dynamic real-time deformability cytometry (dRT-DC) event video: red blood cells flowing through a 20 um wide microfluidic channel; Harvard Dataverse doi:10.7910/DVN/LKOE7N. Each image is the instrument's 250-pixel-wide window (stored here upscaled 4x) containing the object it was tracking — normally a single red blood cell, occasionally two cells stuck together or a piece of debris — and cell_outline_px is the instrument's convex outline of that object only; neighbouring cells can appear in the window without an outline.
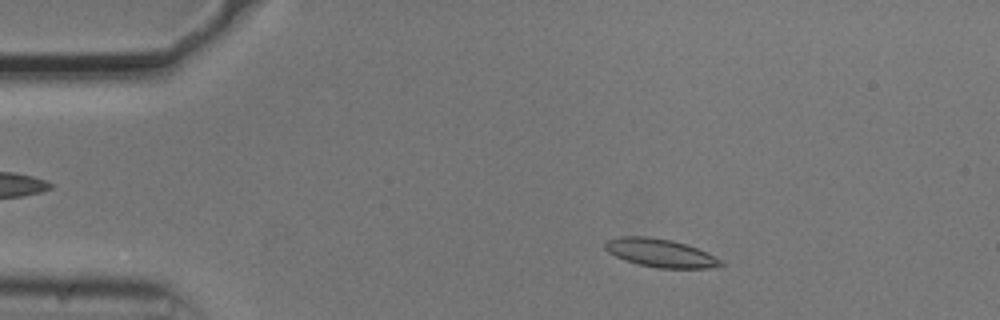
{"species": "common noctule bat (a hibernating species)", "species_latin": "Nyctalus noctula", "temperature_condition": "cold", "stored_images_in_passage": 53, "camera_frame_rate_fps": 3000, "um_per_image_px": 0.085, "animal": {"sex": "male", "body_mass_g": 20.5, "forearm_length_mm": 52.5}, "frame": {"image": 1, "passage_image": 8, "time_ms": 2.333, "image_size_px": [1000, 320], "cell_outline_px": [[724, 264], [708, 268], [656, 268], [636, 264], [624, 260], [608, 252], [604, 248], [604, 244], [608, 240], [620, 236], [648, 236], [672, 240], [696, 248], [724, 260]], "centroid_in_image_um": [56.11, 21.5], "position_along_channel_um": 28.9, "area_um2": 19.07}}
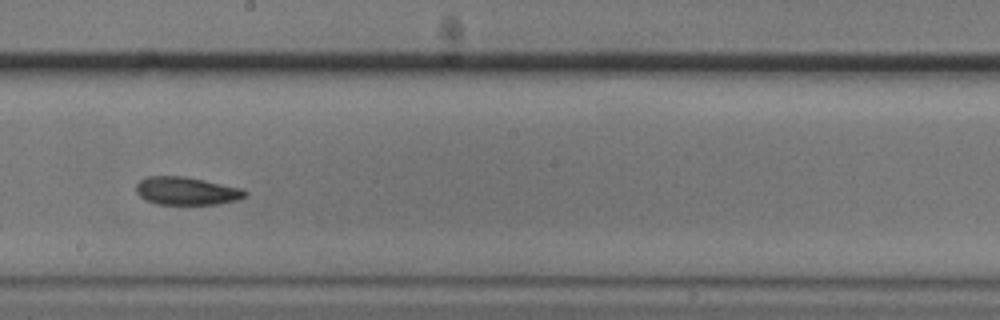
{"frame": {"image": 2, "passage_image": 29, "time_ms": 9.333, "image_size_px": [1000, 320], "cell_outline_px": [[248, 196], [236, 200], [216, 204], [156, 204], [144, 200], [136, 192], [136, 184], [140, 180], [148, 176], [184, 176], [244, 188], [248, 192]], "centroid_in_image_um": [15.87, 16.23], "position_along_channel_um": 232.3, "area_um2": 17.92}}
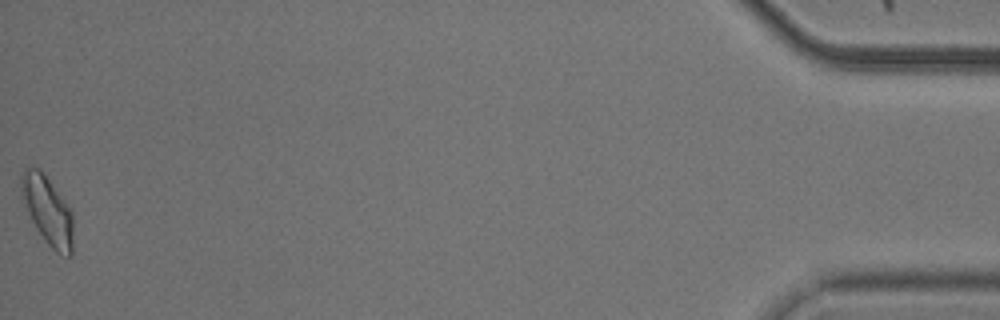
{"frame": {"image": 3, "passage_image": 53, "time_ms": 17.333, "image_size_px": [1000, 320], "cell_outline_px": [[72, 256], [60, 256], [44, 240], [36, 228], [32, 220], [20, 188], [20, 172], [24, 168], [32, 164], [40, 168], [44, 172], [64, 200], [72, 212]], "centroid_in_image_um": [4.04, 17.83], "position_along_channel_um": 431.2, "area_um2": 20.75}, "authors_computed_cell_mechanics": {"area_um2": 18.2648, "velocity_mm_per_s": 3.6992, "shape_relaxation_time_tau1_ms": 7.9983, "shape_relaxation_time_tau2_ms": 8.072, "deformation_change_tau1": 0.1574, "deformation_change_tau2": 0.1326}}